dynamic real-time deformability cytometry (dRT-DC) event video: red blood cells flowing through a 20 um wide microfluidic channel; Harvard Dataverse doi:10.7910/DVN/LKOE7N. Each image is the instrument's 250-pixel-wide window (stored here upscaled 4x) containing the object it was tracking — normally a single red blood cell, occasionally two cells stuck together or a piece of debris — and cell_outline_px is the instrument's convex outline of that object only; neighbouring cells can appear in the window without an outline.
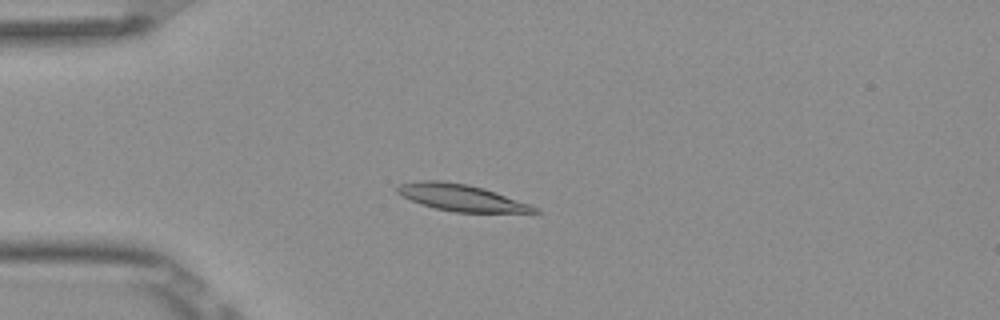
{"species": "Egyptian fruit bat (a non-hibernating species)", "species_latin": "Rousettus aegyptiacus", "temperature_condition": "room temperature", "stored_images_in_passage": 8, "camera_frame_rate_fps": 3000, "um_per_image_px": 0.085, "frame": {"image": 1, "passage_image": 4, "time_ms": 1.0, "image_size_px": [1000, 320], "cell_outline_px": [[540, 212], [456, 212], [436, 208], [420, 204], [396, 192], [396, 184], [424, 180], [440, 180], [468, 184], [484, 188], [496, 192], [540, 208]], "centroid_in_image_um": [39.19, 16.78], "position_along_channel_um": 45.8, "area_um2": 21.15}}
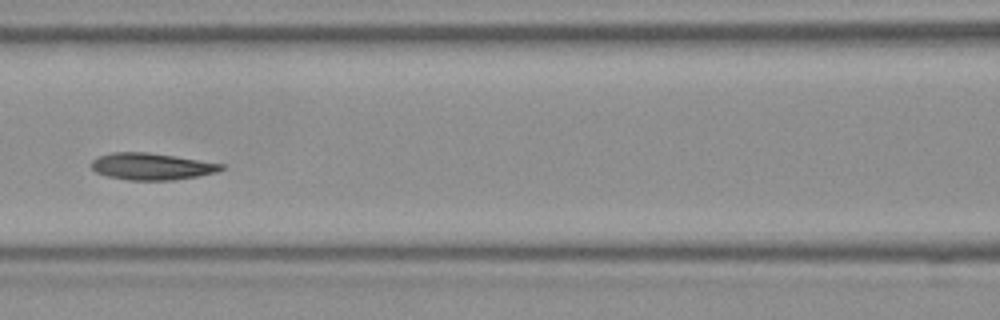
{"frame": {"image": 2, "passage_image": 7, "time_ms": 2.0, "image_size_px": [1000, 320], "cell_outline_px": [[224, 168], [216, 172], [196, 176], [172, 180], [128, 180], [108, 176], [96, 172], [88, 164], [96, 156], [112, 152], [148, 152], [176, 156], [224, 164]], "centroid_in_image_um": [12.83, 14.13], "position_along_channel_um": 153.8, "area_um2": 20.35}}
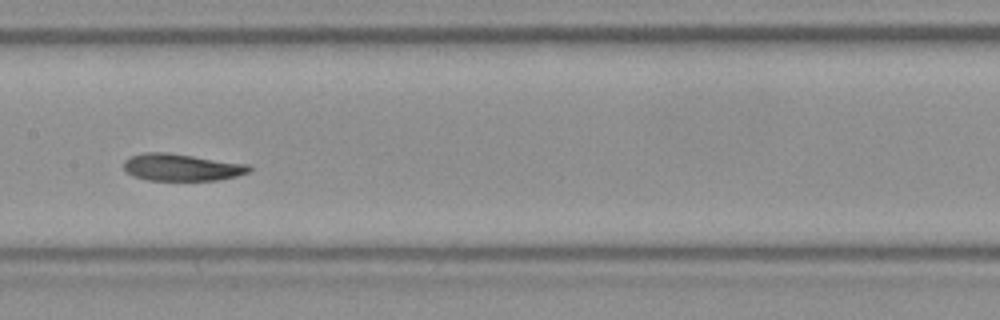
{"frame": {"image": 3, "passage_image": 8, "time_ms": 2.333, "image_size_px": [1000, 320], "cell_outline_px": [[252, 168], [248, 172], [236, 176], [216, 180], [148, 180], [132, 176], [124, 168], [124, 160], [132, 156], [144, 152], [168, 152], [248, 164]], "centroid_in_image_um": [15.42, 14.21], "position_along_channel_um": 192.0, "area_um2": 19.71}}